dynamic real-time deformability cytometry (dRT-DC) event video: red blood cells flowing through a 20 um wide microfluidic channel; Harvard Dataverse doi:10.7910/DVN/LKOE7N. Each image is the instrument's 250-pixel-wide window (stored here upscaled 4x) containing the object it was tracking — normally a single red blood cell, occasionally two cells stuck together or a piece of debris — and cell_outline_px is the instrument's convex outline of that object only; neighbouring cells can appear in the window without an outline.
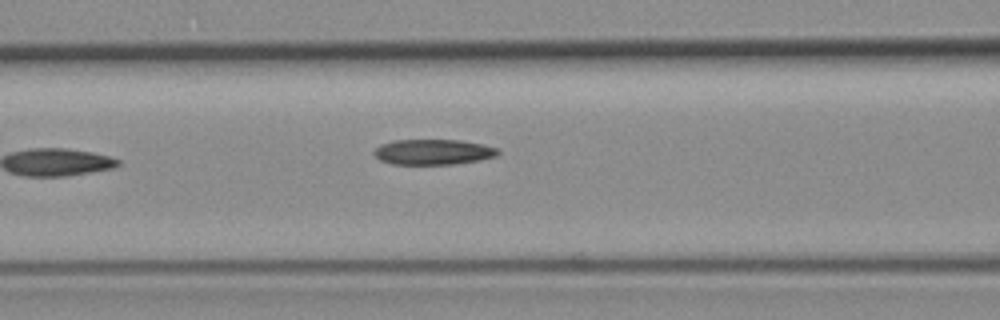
{"species": "common noctule bat (a hibernating species)", "species_latin": "Nyctalus noctula", "temperature_condition": "room temperature", "stored_images_in_passage": 6, "camera_frame_rate_fps": 3000, "um_per_image_px": 0.085, "animal": {"sex": "female", "body_mass_g": 19.3, "forearm_length_mm": 54.1}, "frame": {"image": 1, "passage_image": 6, "time_ms": 1.667, "image_size_px": [1000, 320], "cell_outline_px": [[500, 152], [496, 156], [480, 160], [456, 164], [392, 164], [380, 160], [372, 152], [380, 144], [392, 140], [460, 140], [484, 144], [496, 148]], "centroid_in_image_um": [36.81, 12.91], "position_along_channel_um": 129.8, "area_um2": 18.44}}